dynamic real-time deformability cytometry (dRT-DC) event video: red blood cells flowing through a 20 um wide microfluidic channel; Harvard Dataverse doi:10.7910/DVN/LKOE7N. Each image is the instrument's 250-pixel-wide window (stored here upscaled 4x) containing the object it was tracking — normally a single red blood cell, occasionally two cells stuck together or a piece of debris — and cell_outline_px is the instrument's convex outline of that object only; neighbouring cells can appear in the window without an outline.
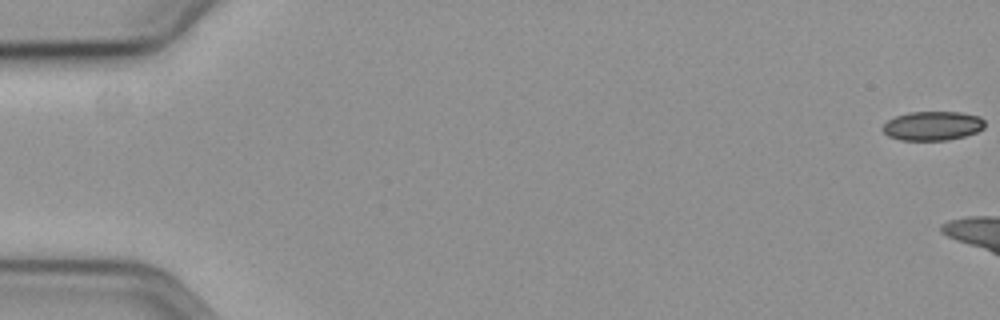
{"species": "common noctule bat (a hibernating species)", "species_latin": "Nyctalus noctula", "temperature_condition": "cold", "stored_images_in_passage": 17, "camera_frame_rate_fps": 3000, "um_per_image_px": 0.085, "animal": {"sex": "female", "body_mass_g": 19.3, "forearm_length_mm": 54.1}, "frame": {"image": 1, "passage_image": 1, "time_ms": 0.0, "image_size_px": [1000, 320], "cell_outline_px": [[984, 128], [976, 132], [964, 136], [948, 140], [900, 140], [888, 136], [880, 128], [888, 120], [896, 116], [908, 112], [960, 112], [980, 116], [984, 120]], "centroid_in_image_um": [79.26, 10.69], "position_along_channel_um": 5.7, "area_um2": 17.4}}